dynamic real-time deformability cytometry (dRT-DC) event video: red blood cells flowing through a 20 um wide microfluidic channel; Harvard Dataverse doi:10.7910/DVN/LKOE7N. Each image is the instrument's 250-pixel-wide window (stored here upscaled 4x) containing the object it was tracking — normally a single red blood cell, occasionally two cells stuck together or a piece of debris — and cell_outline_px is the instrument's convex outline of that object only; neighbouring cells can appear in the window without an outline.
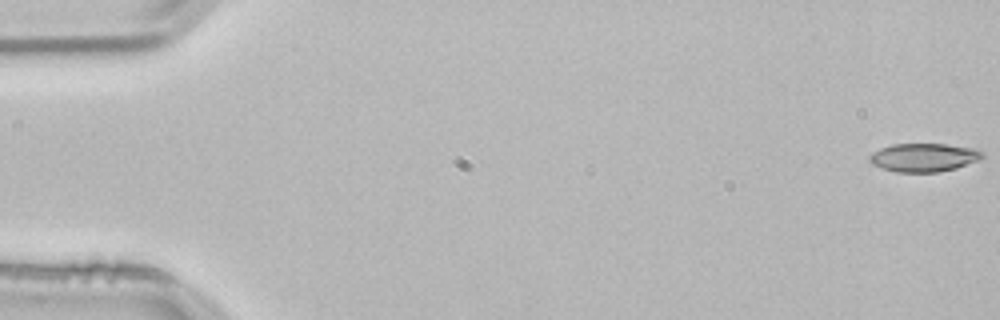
{"species": "common noctule bat (a hibernating species)", "species_latin": "Nyctalus noctula", "temperature_condition": "room temperature", "stored_images_in_passage": 54, "camera_frame_rate_fps": 3000, "um_per_image_px": 0.085, "animal": {"sex": "male", "body_mass_g": 21.5, "forearm_length_mm": 52.0}, "frame": {"image": 1, "passage_image": 1, "time_ms": 0.0, "image_size_px": [1000, 320], "cell_outline_px": [[984, 156], [980, 160], [956, 168], [940, 172], [896, 172], [880, 168], [872, 164], [868, 160], [868, 156], [872, 152], [880, 148], [892, 144], [944, 144], [972, 148], [984, 152]], "centroid_in_image_um": [78.5, 13.39], "position_along_channel_um": 6.5, "area_um2": 18.84}}
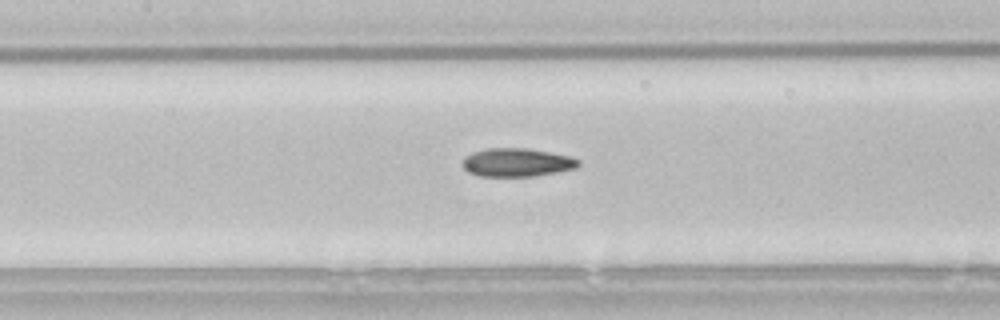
{"frame": {"image": 2, "passage_image": 25, "time_ms": 8.0, "image_size_px": [1000, 320], "cell_outline_px": [[580, 164], [576, 168], [536, 176], [480, 176], [468, 172], [464, 168], [464, 156], [472, 152], [488, 148], [528, 148], [572, 156], [580, 160]], "centroid_in_image_um": [43.96, 13.8], "position_along_channel_um": 163.4, "area_um2": 19.25}}
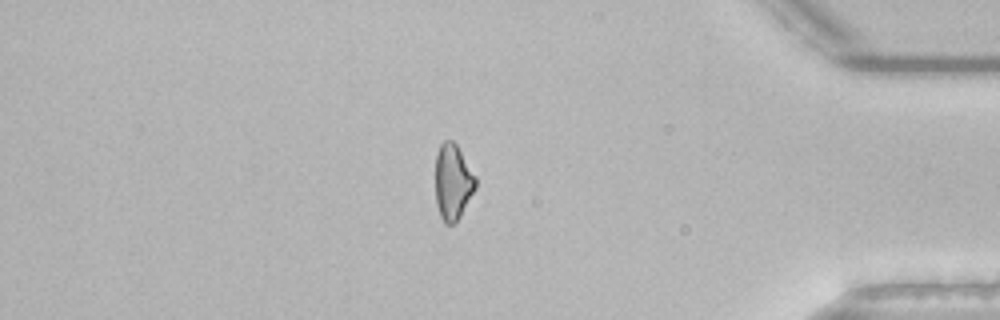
{"frame": {"image": 3, "passage_image": 46, "time_ms": 15.0, "image_size_px": [1000, 320], "cell_outline_px": [[476, 188], [460, 216], [452, 224], [444, 224], [440, 216], [436, 204], [436, 152], [440, 144], [444, 140], [452, 140], [456, 144], [476, 176]], "centroid_in_image_um": [38.48, 15.46], "position_along_channel_um": 396.7, "area_um2": 17.74}, "authors_computed_cell_mechanics": {"area_um2": 18.7272, "velocity_mm_per_s": 3.8274, "shape_relaxation_time_tau1_ms": null, "shape_relaxation_time_tau2_ms": 5.6245, "deformation_change_tau1": null, "deformation_change_tau2": 0.1517}}